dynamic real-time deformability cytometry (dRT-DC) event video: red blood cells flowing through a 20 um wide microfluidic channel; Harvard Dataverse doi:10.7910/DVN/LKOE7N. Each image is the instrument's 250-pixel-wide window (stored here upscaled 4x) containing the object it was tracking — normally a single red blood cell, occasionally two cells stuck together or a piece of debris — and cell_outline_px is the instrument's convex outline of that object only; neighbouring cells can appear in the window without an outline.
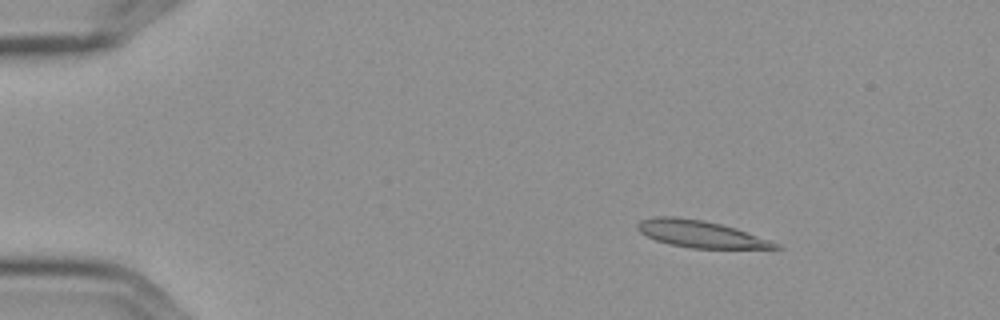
{"species": "Egyptian fruit bat (a non-hibernating species)", "species_latin": "Rousettus aegyptiacus", "temperature_condition": "cold", "stored_images_in_passage": 7, "camera_frame_rate_fps": 3000, "um_per_image_px": 0.085, "frame": {"image": 1, "passage_image": 3, "time_ms": 0.667, "image_size_px": [1000, 320], "cell_outline_px": [[784, 248], [692, 248], [668, 244], [656, 240], [640, 232], [636, 228], [636, 224], [640, 220], [652, 216], [672, 216], [704, 220], [736, 228], [780, 244]], "centroid_in_image_um": [59.5, 19.88], "position_along_channel_um": 25.5, "area_um2": 21.56}}
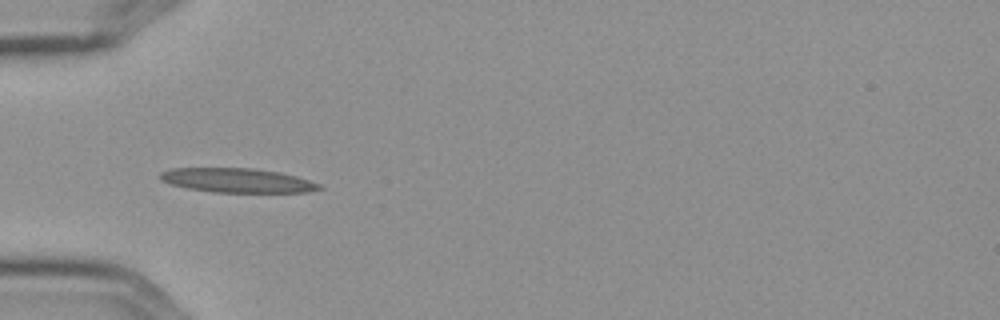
{"frame": {"image": 2, "passage_image": 6, "time_ms": 1.667, "image_size_px": [1000, 320], "cell_outline_px": [[324, 188], [308, 192], [216, 192], [188, 188], [172, 184], [160, 180], [156, 176], [160, 172], [172, 168], [252, 168], [280, 172], [296, 176], [320, 184]], "centroid_in_image_um": [20.15, 15.32], "position_along_channel_um": 64.9, "area_um2": 22.48}}
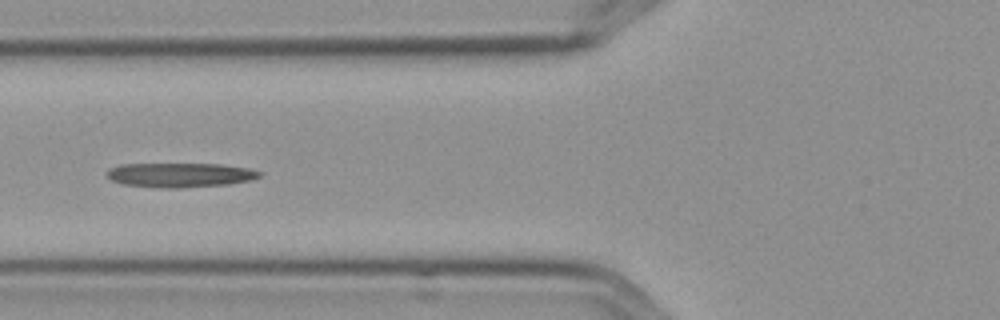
{"frame": {"image": 3, "passage_image": 7, "time_ms": 2.0, "image_size_px": [1000, 320], "cell_outline_px": [[264, 172], [260, 176], [252, 180], [228, 184], [180, 188], [156, 188], [124, 184], [112, 180], [108, 176], [108, 168], [120, 164], [220, 164], [248, 168]], "centroid_in_image_um": [15.33, 14.87], "position_along_channel_um": 110.5, "area_um2": 21.79}}